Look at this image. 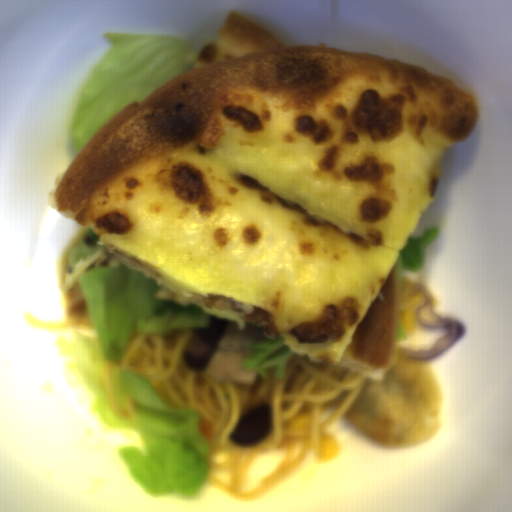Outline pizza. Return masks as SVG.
<instances>
[{"label":"pizza","instance_id":"dd6c1bee","mask_svg":"<svg viewBox=\"0 0 512 512\" xmlns=\"http://www.w3.org/2000/svg\"><path fill=\"white\" fill-rule=\"evenodd\" d=\"M478 114L460 82L285 44L231 11L193 68L95 133L45 206L239 331L382 382L400 253Z\"/></svg>","mask_w":512,"mask_h":512}]
</instances>
